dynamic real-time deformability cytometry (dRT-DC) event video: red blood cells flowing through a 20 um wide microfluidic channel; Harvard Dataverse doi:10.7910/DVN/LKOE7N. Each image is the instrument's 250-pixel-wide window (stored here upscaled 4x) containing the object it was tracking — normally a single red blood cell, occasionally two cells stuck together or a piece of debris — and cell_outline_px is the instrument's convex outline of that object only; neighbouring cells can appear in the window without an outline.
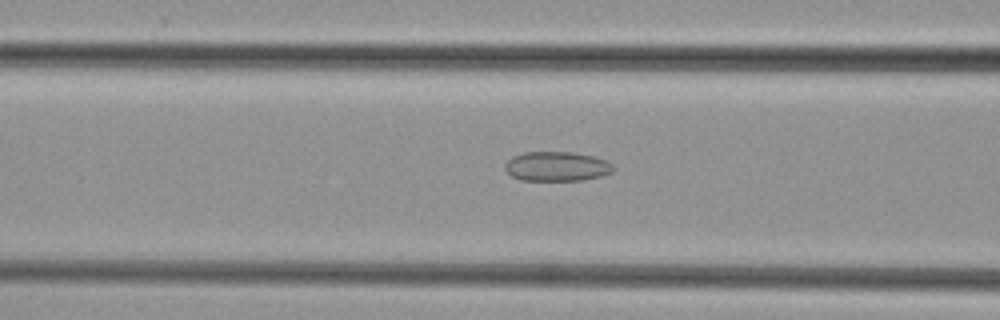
{"species": "common noctule bat (a hibernating species)", "species_latin": "Nyctalus noctula", "temperature_condition": "cold", "stored_images_in_passage": 33, "camera_frame_rate_fps": 3000, "um_per_image_px": 0.085, "animal": {"sex": "female", "body_mass_g": 29.2, "forearm_length_mm": 56.3}, "frame": {"image": 1, "passage_image": 4, "time_ms": 1.0, "image_size_px": [1000, 320], "cell_outline_px": [[616, 168], [612, 172], [600, 176], [580, 180], [520, 180], [512, 176], [504, 168], [504, 164], [512, 156], [524, 152], [572, 152], [592, 156], [604, 160], [612, 164]], "centroid_in_image_um": [47.3, 14.14], "position_along_channel_um": 119.3, "area_um2": 18.55}}
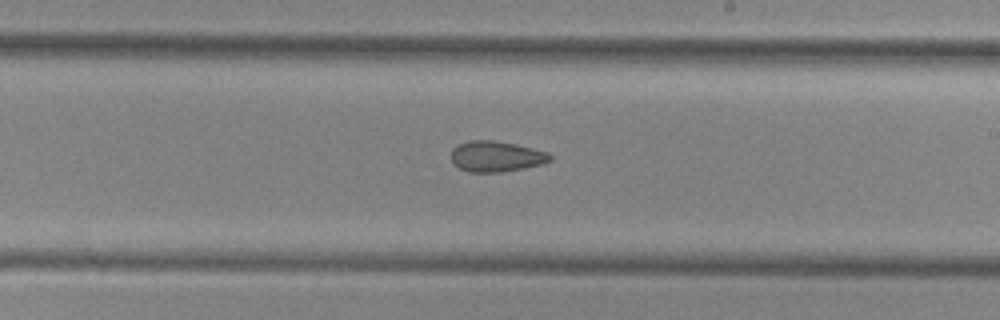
{"frame": {"image": 2, "passage_image": 13, "time_ms": 4.0, "image_size_px": [1000, 320], "cell_outline_px": [[552, 160], [540, 164], [524, 168], [500, 172], [468, 172], [460, 168], [452, 160], [452, 148], [456, 144], [472, 140], [492, 140], [516, 144], [548, 152], [552, 156]], "centroid_in_image_um": [42.17, 13.29], "position_along_channel_um": 246.8, "area_um2": 17.63}}
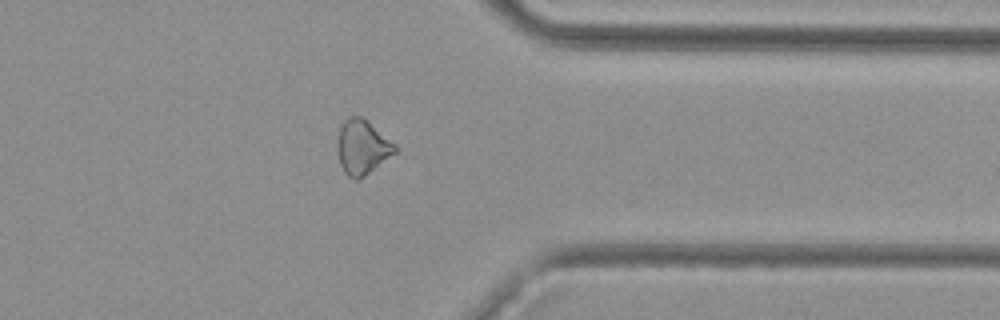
{"frame": {"image": 3, "passage_image": 23, "time_ms": 7.333, "image_size_px": [1000, 320], "cell_outline_px": [[400, 148], [396, 152], [360, 180], [352, 180], [344, 172], [340, 164], [340, 128], [344, 120], [348, 116], [360, 116], [368, 120], [396, 144]], "centroid_in_image_um": [30.86, 12.52], "position_along_channel_um": 380.5, "area_um2": 18.15}}